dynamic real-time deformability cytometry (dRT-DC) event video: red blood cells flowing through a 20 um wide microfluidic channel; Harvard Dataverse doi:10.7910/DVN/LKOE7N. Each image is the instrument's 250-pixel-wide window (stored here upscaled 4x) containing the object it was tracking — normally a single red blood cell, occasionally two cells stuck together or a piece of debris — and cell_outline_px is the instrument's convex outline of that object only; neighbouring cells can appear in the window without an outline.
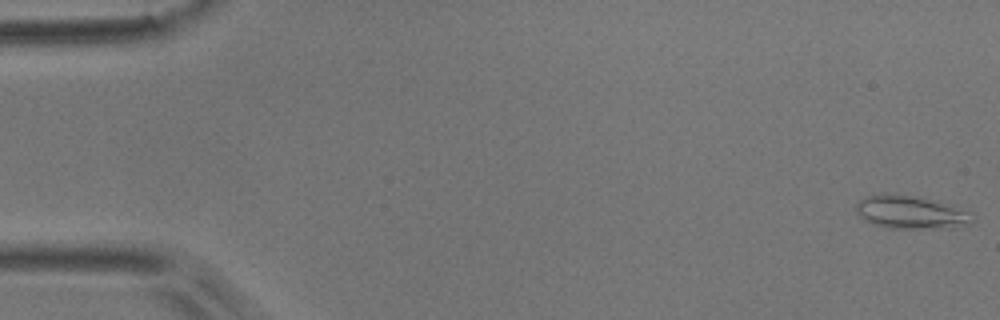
{"species": "common noctule bat (a hibernating species)", "species_latin": "Nyctalus noctula", "temperature_condition": "room temperature", "stored_images_in_passage": 53, "camera_frame_rate_fps": 3000, "um_per_image_px": 0.085, "animal": {"sex": "male", "body_mass_g": 17.9}, "frame": {"image": 1, "passage_image": 1, "time_ms": 0.0, "image_size_px": [1000, 320], "cell_outline_px": [[976, 220], [968, 224], [952, 228], [888, 228], [872, 224], [864, 220], [856, 212], [856, 204], [860, 200], [868, 196], [884, 192], [896, 192], [940, 200], [968, 212], [976, 216]], "centroid_in_image_um": [77.43, 18.01], "position_along_channel_um": 7.6, "area_um2": 23.12}}
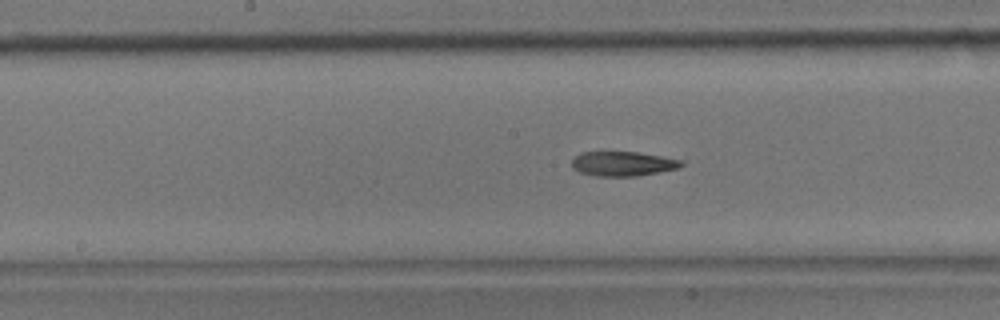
{"frame": {"image": 2, "passage_image": 27, "time_ms": 8.667, "image_size_px": [1000, 320], "cell_outline_px": [[684, 164], [676, 168], [660, 172], [636, 176], [596, 176], [580, 172], [572, 168], [572, 160], [580, 152], [636, 152], [684, 160]], "centroid_in_image_um": [52.93, 13.92], "position_along_channel_um": 195.3, "area_um2": 15.61}}
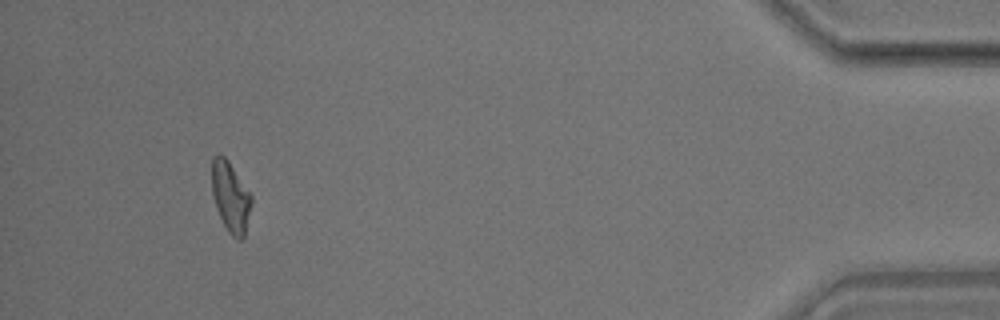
{"frame": {"image": 3, "passage_image": 50, "time_ms": 16.333, "image_size_px": [1000, 320], "cell_outline_px": [[252, 204], [244, 236], [240, 240], [236, 240], [228, 232], [216, 208], [212, 192], [212, 156], [224, 156], [228, 160], [252, 196]], "centroid_in_image_um": [19.6, 16.76], "position_along_channel_um": 415.6, "area_um2": 16.07}, "authors_computed_cell_mechanics": {"area_um2": 16.762, "velocity_mm_per_s": 3.744, "shape_relaxation_time_tau1_ms": 7.8369, "shape_relaxation_time_tau2_ms": 6.1949, "deformation_change_tau1": 0.1848, "deformation_change_tau2": 0.1535}}